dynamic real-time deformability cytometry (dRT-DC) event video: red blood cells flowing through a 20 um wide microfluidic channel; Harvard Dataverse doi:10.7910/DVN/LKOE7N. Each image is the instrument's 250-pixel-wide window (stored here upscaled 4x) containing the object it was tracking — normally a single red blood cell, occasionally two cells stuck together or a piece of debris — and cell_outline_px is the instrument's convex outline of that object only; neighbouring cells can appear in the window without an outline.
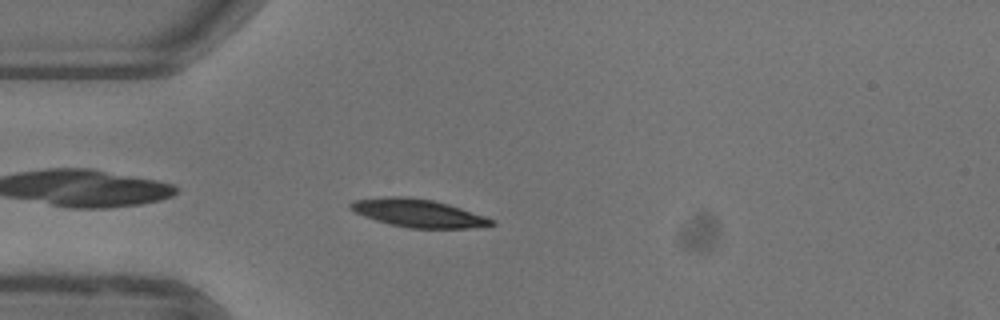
{"species": "common noctule bat (a hibernating species)", "species_latin": "Nyctalus noctula", "temperature_condition": "warm", "stored_images_in_passage": 42, "camera_frame_rate_fps": 3000, "um_per_image_px": 0.085, "animal": {"sex": "female"}, "frame": {"image": 1, "passage_image": 3, "time_ms": 0.667, "image_size_px": [1000, 320], "cell_outline_px": [[496, 224], [484, 228], [408, 228], [388, 224], [364, 216], [348, 208], [348, 204], [352, 200], [384, 196], [408, 196], [432, 200], [448, 204], [496, 220]], "centroid_in_image_um": [35.55, 18.12], "position_along_channel_um": 49.5, "area_um2": 23.29}}
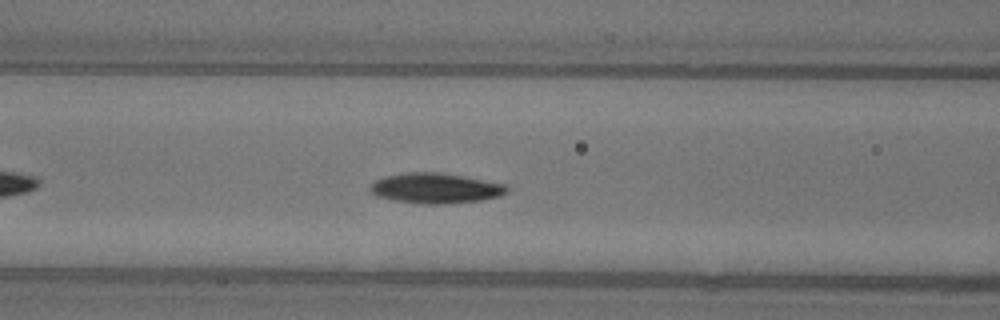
{"frame": {"image": 2, "passage_image": 10, "time_ms": 3.0, "image_size_px": [1000, 320], "cell_outline_px": [[508, 192], [500, 196], [480, 200], [444, 204], [424, 204], [392, 200], [376, 196], [368, 188], [376, 180], [388, 176], [408, 172], [440, 172], [464, 176], [504, 184], [508, 188]], "centroid_in_image_um": [37.02, 16.0], "position_along_channel_um": 129.6, "area_um2": 23.99}}
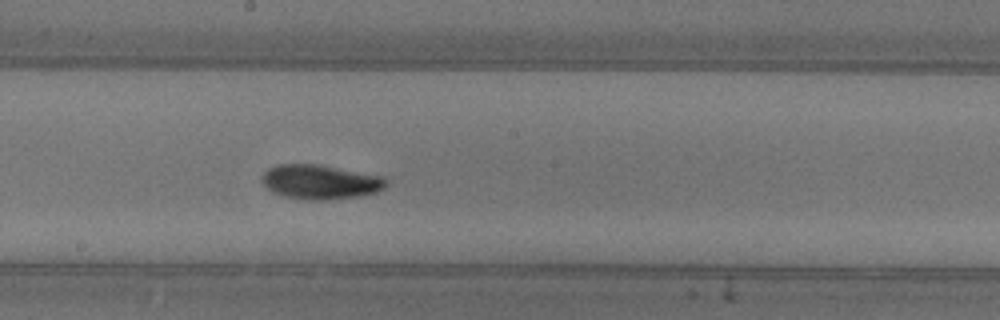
{"frame": {"image": 3, "passage_image": 17, "time_ms": 5.333, "image_size_px": [1000, 320], "cell_outline_px": [[388, 184], [384, 188], [376, 192], [360, 196], [324, 200], [308, 200], [288, 196], [276, 192], [268, 188], [264, 184], [264, 172], [268, 168], [276, 164], [320, 164], [384, 176], [388, 180]], "centroid_in_image_um": [27.31, 15.44], "position_along_channel_um": 220.9, "area_um2": 24.8}, "authors_computed_cell_mechanics": {"area_um2": 22.9755, "velocity_mm_per_s": 3.922, "shape_relaxation_time_tau1_ms": 2.7867, "shape_relaxation_time_tau2_ms": 3.3727, "deformation_change_tau1": 0.1335, "deformation_change_tau2": 0.0646}}